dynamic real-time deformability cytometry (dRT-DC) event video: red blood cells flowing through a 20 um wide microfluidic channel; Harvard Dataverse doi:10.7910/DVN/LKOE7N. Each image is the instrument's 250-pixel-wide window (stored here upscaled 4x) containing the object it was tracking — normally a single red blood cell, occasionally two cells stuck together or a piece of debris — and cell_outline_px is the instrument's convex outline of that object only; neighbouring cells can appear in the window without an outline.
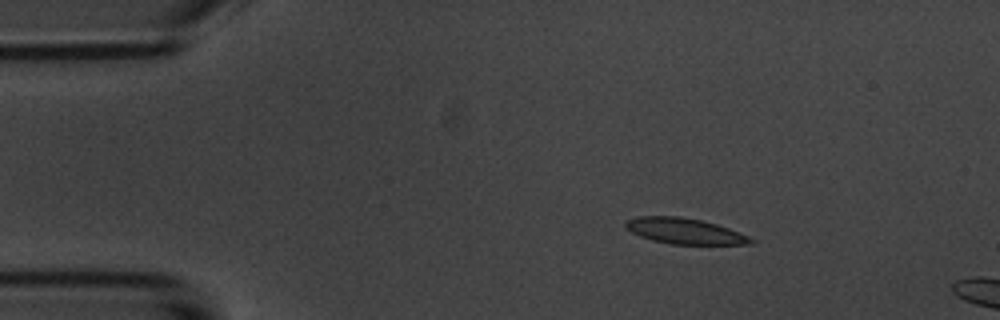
{"species": "common noctule bat (a hibernating species)", "species_latin": "Nyctalus noctula", "temperature_condition": "room temperature", "stored_images_in_passage": 5, "camera_frame_rate_fps": 3000, "um_per_image_px": 0.085, "animal": {"sex": "male", "body_mass_g": 20.1, "forearm_length_mm": 53.5}, "frame": {"image": 1, "passage_image": 3, "time_ms": 2.333, "image_size_px": [1000, 320], "cell_outline_px": [[756, 240], [752, 244], [672, 244], [652, 240], [640, 236], [632, 232], [624, 224], [624, 220], [640, 216], [680, 216], [700, 220], [716, 224], [728, 228], [748, 236]], "centroid_in_image_um": [58.18, 19.63], "position_along_channel_um": 26.8, "area_um2": 18.67}}